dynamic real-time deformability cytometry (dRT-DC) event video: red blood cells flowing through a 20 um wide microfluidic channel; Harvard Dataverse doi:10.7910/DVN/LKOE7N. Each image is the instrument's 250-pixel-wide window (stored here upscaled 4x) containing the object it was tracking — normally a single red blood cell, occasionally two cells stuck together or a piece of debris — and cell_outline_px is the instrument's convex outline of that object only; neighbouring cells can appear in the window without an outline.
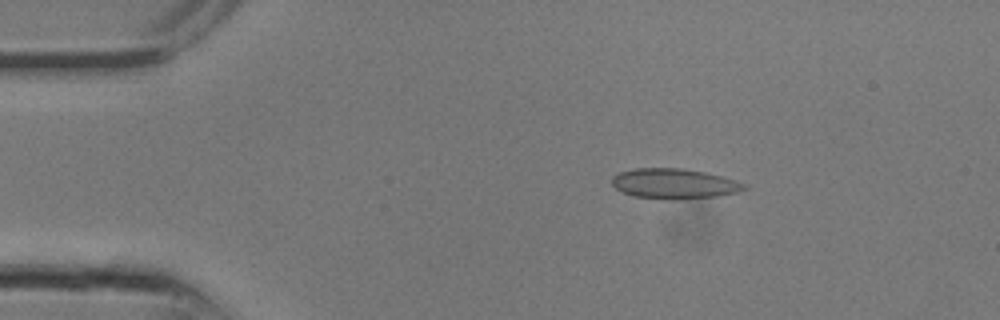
{"species": "common noctule bat (a hibernating species)", "species_latin": "Nyctalus noctula", "temperature_condition": "room temperature", "stored_images_in_passage": 10, "camera_frame_rate_fps": 3000, "um_per_image_px": 0.085, "animal": {"sex": "male", "body_mass_g": 13.3}, "frame": {"image": 1, "passage_image": 5, "time_ms": 1.333, "image_size_px": [1000, 320], "cell_outline_px": [[748, 188], [736, 192], [716, 196], [676, 200], [668, 200], [632, 196], [616, 188], [612, 184], [612, 176], [620, 172], [636, 168], [684, 168], [704, 172], [736, 180], [744, 184]], "centroid_in_image_um": [57.28, 15.62], "position_along_channel_um": 27.7, "area_um2": 23.24}}
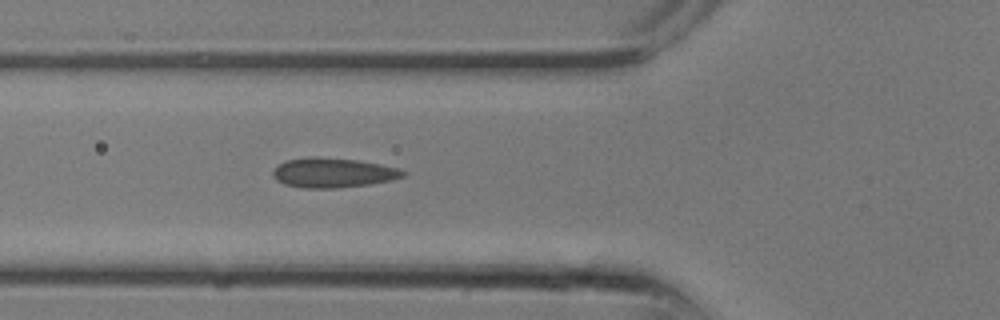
{"frame": {"image": 2, "passage_image": 10, "time_ms": 3.0, "image_size_px": [1000, 320], "cell_outline_px": [[408, 172], [404, 176], [392, 180], [368, 184], [336, 188], [304, 188], [284, 184], [276, 180], [272, 176], [272, 172], [284, 160], [308, 156], [316, 156], [356, 160], [380, 164], [400, 168]], "centroid_in_image_um": [28.3, 14.67], "position_along_channel_um": 97.5, "area_um2": 22.66}}